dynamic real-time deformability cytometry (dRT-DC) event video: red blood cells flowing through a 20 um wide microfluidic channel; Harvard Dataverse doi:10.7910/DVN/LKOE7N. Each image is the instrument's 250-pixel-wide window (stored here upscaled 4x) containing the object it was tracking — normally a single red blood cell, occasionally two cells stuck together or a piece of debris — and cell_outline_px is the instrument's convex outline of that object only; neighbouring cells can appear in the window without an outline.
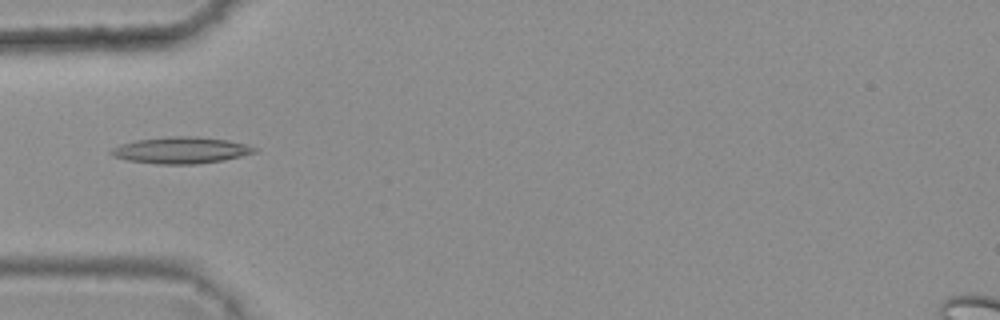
{"species": "common noctule bat (a hibernating species)", "species_latin": "Nyctalus noctula", "temperature_condition": "warm", "stored_images_in_passage": 5, "camera_frame_rate_fps": 3000, "um_per_image_px": 0.085, "animal": {"sex": "female", "body_mass_g": 25.1}, "frame": {"image": 1, "passage_image": 5, "time_ms": 1.333, "image_size_px": [1000, 320], "cell_outline_px": [[256, 152], [224, 160], [196, 164], [156, 164], [128, 160], [112, 156], [108, 152], [112, 148], [120, 144], [136, 140], [168, 136], [196, 136], [228, 140], [244, 144], [256, 148]], "centroid_in_image_um": [15.34, 12.77], "position_along_channel_um": 69.7, "area_um2": 22.14}}